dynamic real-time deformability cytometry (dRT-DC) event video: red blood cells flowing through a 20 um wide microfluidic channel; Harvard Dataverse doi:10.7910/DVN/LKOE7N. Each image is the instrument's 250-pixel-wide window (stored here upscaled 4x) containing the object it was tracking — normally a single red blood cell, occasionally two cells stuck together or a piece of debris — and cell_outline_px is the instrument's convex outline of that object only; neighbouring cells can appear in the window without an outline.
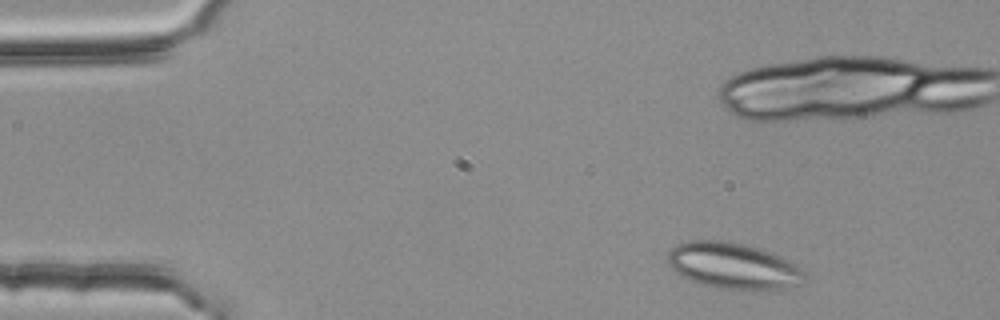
{"species": "common noctule bat (a hibernating species)", "species_latin": "Nyctalus noctula", "temperature_condition": "room temperature", "stored_images_in_passage": 4, "camera_frame_rate_fps": 3000, "um_per_image_px": 0.085, "animal": {"sex": "female", "body_mass_g": 25.1}, "frame": {"image": 1, "passage_image": 1, "time_ms": 0.0, "image_size_px": [1000, 320], "cell_outline_px": [[804, 284], [772, 292], [716, 288], [680, 276], [664, 260], [668, 252], [676, 244], [688, 240], [720, 240], [740, 244], [756, 248], [780, 256], [796, 264], [804, 272]], "centroid_in_image_um": [62.33, 22.63], "position_along_channel_um": 22.7, "area_um2": 37.4}}